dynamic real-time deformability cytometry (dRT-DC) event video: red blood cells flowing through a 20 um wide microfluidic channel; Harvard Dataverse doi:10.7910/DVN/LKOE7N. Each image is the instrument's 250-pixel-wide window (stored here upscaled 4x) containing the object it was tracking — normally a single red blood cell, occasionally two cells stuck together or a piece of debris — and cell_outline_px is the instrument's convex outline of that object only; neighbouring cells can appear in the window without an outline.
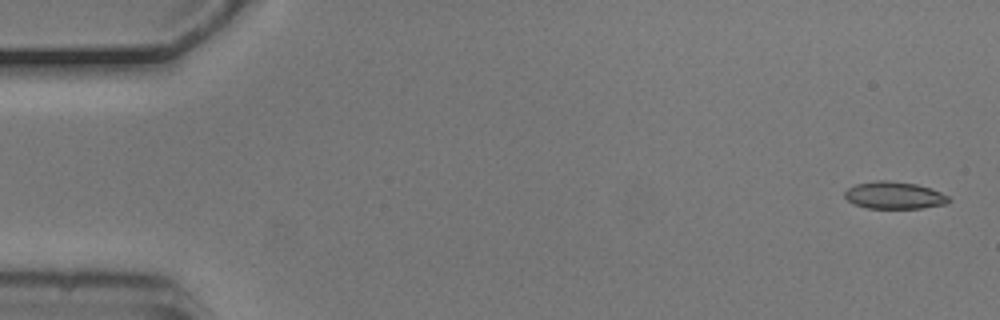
{"species": "common noctule bat (a hibernating species)", "species_latin": "Nyctalus noctula", "temperature_condition": "cold", "stored_images_in_passage": 4, "camera_frame_rate_fps": 3000, "um_per_image_px": 0.085, "animal": {"sex": "male", "body_mass_g": 20.5, "forearm_length_mm": 52.5}, "frame": {"image": 1, "passage_image": 1, "time_ms": 0.0, "image_size_px": [1000, 320], "cell_outline_px": [[952, 200], [948, 204], [920, 208], [868, 208], [856, 204], [848, 200], [844, 196], [844, 192], [848, 188], [856, 184], [876, 180], [888, 180], [916, 184], [932, 188], [948, 196]], "centroid_in_image_um": [76.05, 16.6], "position_along_channel_um": 9.0, "area_um2": 16.53}}
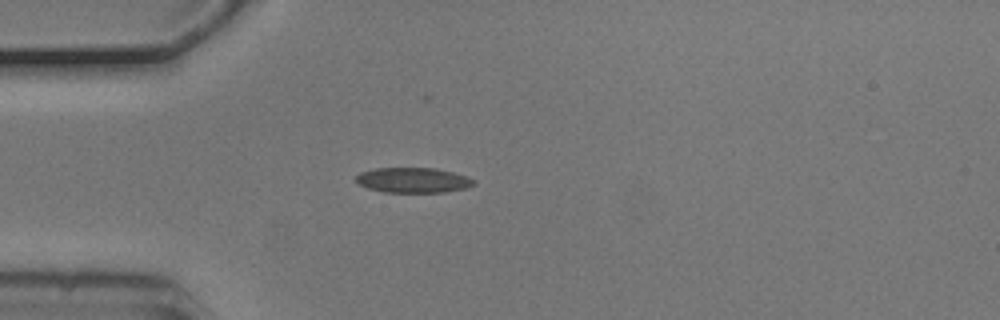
{"frame": {"image": 2, "passage_image": 4, "time_ms": 1.0, "image_size_px": [1000, 320], "cell_outline_px": [[476, 184], [464, 188], [444, 192], [384, 192], [368, 188], [356, 184], [356, 176], [360, 172], [376, 168], [436, 168], [468, 176], [476, 180]], "centroid_in_image_um": [35.11, 15.31], "position_along_channel_um": 49.9, "area_um2": 17.34}}